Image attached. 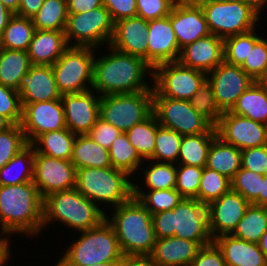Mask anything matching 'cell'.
<instances>
[{"label": "cell", "mask_w": 267, "mask_h": 266, "mask_svg": "<svg viewBox=\"0 0 267 266\" xmlns=\"http://www.w3.org/2000/svg\"><path fill=\"white\" fill-rule=\"evenodd\" d=\"M145 167L144 184L146 190H167L176 186V164L165 162H153Z\"/></svg>", "instance_id": "obj_44"}, {"label": "cell", "mask_w": 267, "mask_h": 266, "mask_svg": "<svg viewBox=\"0 0 267 266\" xmlns=\"http://www.w3.org/2000/svg\"><path fill=\"white\" fill-rule=\"evenodd\" d=\"M21 103L61 99L51 65H31L19 89Z\"/></svg>", "instance_id": "obj_24"}, {"label": "cell", "mask_w": 267, "mask_h": 266, "mask_svg": "<svg viewBox=\"0 0 267 266\" xmlns=\"http://www.w3.org/2000/svg\"><path fill=\"white\" fill-rule=\"evenodd\" d=\"M33 183L43 199L51 193L73 189L76 168L71 160L53 158L35 151Z\"/></svg>", "instance_id": "obj_14"}, {"label": "cell", "mask_w": 267, "mask_h": 266, "mask_svg": "<svg viewBox=\"0 0 267 266\" xmlns=\"http://www.w3.org/2000/svg\"><path fill=\"white\" fill-rule=\"evenodd\" d=\"M170 20L180 50L211 34L201 7L175 4L170 13Z\"/></svg>", "instance_id": "obj_23"}, {"label": "cell", "mask_w": 267, "mask_h": 266, "mask_svg": "<svg viewBox=\"0 0 267 266\" xmlns=\"http://www.w3.org/2000/svg\"><path fill=\"white\" fill-rule=\"evenodd\" d=\"M106 218V213L76 188L58 191L44 198L43 228L54 220L66 224L77 232L98 226Z\"/></svg>", "instance_id": "obj_5"}, {"label": "cell", "mask_w": 267, "mask_h": 266, "mask_svg": "<svg viewBox=\"0 0 267 266\" xmlns=\"http://www.w3.org/2000/svg\"><path fill=\"white\" fill-rule=\"evenodd\" d=\"M246 5L250 6L259 15L262 12V8L266 5L267 0H241Z\"/></svg>", "instance_id": "obj_62"}, {"label": "cell", "mask_w": 267, "mask_h": 266, "mask_svg": "<svg viewBox=\"0 0 267 266\" xmlns=\"http://www.w3.org/2000/svg\"><path fill=\"white\" fill-rule=\"evenodd\" d=\"M252 204L267 207V174L261 178V191L259 192V197Z\"/></svg>", "instance_id": "obj_60"}, {"label": "cell", "mask_w": 267, "mask_h": 266, "mask_svg": "<svg viewBox=\"0 0 267 266\" xmlns=\"http://www.w3.org/2000/svg\"><path fill=\"white\" fill-rule=\"evenodd\" d=\"M22 106L20 126L28 144H31L41 134L66 128L61 99L22 103Z\"/></svg>", "instance_id": "obj_16"}, {"label": "cell", "mask_w": 267, "mask_h": 266, "mask_svg": "<svg viewBox=\"0 0 267 266\" xmlns=\"http://www.w3.org/2000/svg\"><path fill=\"white\" fill-rule=\"evenodd\" d=\"M147 35V63L154 69L157 65L178 61L181 50L174 33L170 14L167 17L149 20Z\"/></svg>", "instance_id": "obj_20"}, {"label": "cell", "mask_w": 267, "mask_h": 266, "mask_svg": "<svg viewBox=\"0 0 267 266\" xmlns=\"http://www.w3.org/2000/svg\"><path fill=\"white\" fill-rule=\"evenodd\" d=\"M95 50L93 47L69 46L52 65L61 95L91 90Z\"/></svg>", "instance_id": "obj_9"}, {"label": "cell", "mask_w": 267, "mask_h": 266, "mask_svg": "<svg viewBox=\"0 0 267 266\" xmlns=\"http://www.w3.org/2000/svg\"><path fill=\"white\" fill-rule=\"evenodd\" d=\"M250 203L239 193L229 190L208 204L209 230L212 239L231 234L243 218Z\"/></svg>", "instance_id": "obj_19"}, {"label": "cell", "mask_w": 267, "mask_h": 266, "mask_svg": "<svg viewBox=\"0 0 267 266\" xmlns=\"http://www.w3.org/2000/svg\"><path fill=\"white\" fill-rule=\"evenodd\" d=\"M223 60V39L210 34L183 47L178 61L186 67L207 74Z\"/></svg>", "instance_id": "obj_22"}, {"label": "cell", "mask_w": 267, "mask_h": 266, "mask_svg": "<svg viewBox=\"0 0 267 266\" xmlns=\"http://www.w3.org/2000/svg\"><path fill=\"white\" fill-rule=\"evenodd\" d=\"M130 177L132 176L112 166L80 168L76 170L75 188L98 206L103 202L102 204L109 203V206L112 204L117 207L133 196Z\"/></svg>", "instance_id": "obj_6"}, {"label": "cell", "mask_w": 267, "mask_h": 266, "mask_svg": "<svg viewBox=\"0 0 267 266\" xmlns=\"http://www.w3.org/2000/svg\"><path fill=\"white\" fill-rule=\"evenodd\" d=\"M121 133L119 129L99 117L87 135L101 147L109 150L112 143Z\"/></svg>", "instance_id": "obj_53"}, {"label": "cell", "mask_w": 267, "mask_h": 266, "mask_svg": "<svg viewBox=\"0 0 267 266\" xmlns=\"http://www.w3.org/2000/svg\"><path fill=\"white\" fill-rule=\"evenodd\" d=\"M230 112L267 125V83L254 81Z\"/></svg>", "instance_id": "obj_28"}, {"label": "cell", "mask_w": 267, "mask_h": 266, "mask_svg": "<svg viewBox=\"0 0 267 266\" xmlns=\"http://www.w3.org/2000/svg\"><path fill=\"white\" fill-rule=\"evenodd\" d=\"M22 108L19 91L0 84V116L6 118L12 125L20 124Z\"/></svg>", "instance_id": "obj_50"}, {"label": "cell", "mask_w": 267, "mask_h": 266, "mask_svg": "<svg viewBox=\"0 0 267 266\" xmlns=\"http://www.w3.org/2000/svg\"><path fill=\"white\" fill-rule=\"evenodd\" d=\"M207 81L211 84L217 105L223 112L230 111L237 99L254 82L240 66L224 60L207 73Z\"/></svg>", "instance_id": "obj_17"}, {"label": "cell", "mask_w": 267, "mask_h": 266, "mask_svg": "<svg viewBox=\"0 0 267 266\" xmlns=\"http://www.w3.org/2000/svg\"><path fill=\"white\" fill-rule=\"evenodd\" d=\"M240 67L254 81H263L267 77V39L261 38L253 46Z\"/></svg>", "instance_id": "obj_49"}, {"label": "cell", "mask_w": 267, "mask_h": 266, "mask_svg": "<svg viewBox=\"0 0 267 266\" xmlns=\"http://www.w3.org/2000/svg\"><path fill=\"white\" fill-rule=\"evenodd\" d=\"M190 266H227L221 250L212 242L202 246Z\"/></svg>", "instance_id": "obj_54"}, {"label": "cell", "mask_w": 267, "mask_h": 266, "mask_svg": "<svg viewBox=\"0 0 267 266\" xmlns=\"http://www.w3.org/2000/svg\"><path fill=\"white\" fill-rule=\"evenodd\" d=\"M71 162L76 170L80 168L111 167L109 150L94 142L87 134L76 135Z\"/></svg>", "instance_id": "obj_31"}, {"label": "cell", "mask_w": 267, "mask_h": 266, "mask_svg": "<svg viewBox=\"0 0 267 266\" xmlns=\"http://www.w3.org/2000/svg\"><path fill=\"white\" fill-rule=\"evenodd\" d=\"M177 165L175 189L183 198L197 200L203 168L182 164Z\"/></svg>", "instance_id": "obj_47"}, {"label": "cell", "mask_w": 267, "mask_h": 266, "mask_svg": "<svg viewBox=\"0 0 267 266\" xmlns=\"http://www.w3.org/2000/svg\"><path fill=\"white\" fill-rule=\"evenodd\" d=\"M82 235L62 256L68 263L90 266L110 261H122L124 254L113 226L106 218L96 227L81 231Z\"/></svg>", "instance_id": "obj_7"}, {"label": "cell", "mask_w": 267, "mask_h": 266, "mask_svg": "<svg viewBox=\"0 0 267 266\" xmlns=\"http://www.w3.org/2000/svg\"><path fill=\"white\" fill-rule=\"evenodd\" d=\"M113 210L106 220L113 226L124 256L150 255L156 243L150 211L134 196Z\"/></svg>", "instance_id": "obj_3"}, {"label": "cell", "mask_w": 267, "mask_h": 266, "mask_svg": "<svg viewBox=\"0 0 267 266\" xmlns=\"http://www.w3.org/2000/svg\"><path fill=\"white\" fill-rule=\"evenodd\" d=\"M206 167L231 180L241 168V150L217 136L209 148Z\"/></svg>", "instance_id": "obj_32"}, {"label": "cell", "mask_w": 267, "mask_h": 266, "mask_svg": "<svg viewBox=\"0 0 267 266\" xmlns=\"http://www.w3.org/2000/svg\"><path fill=\"white\" fill-rule=\"evenodd\" d=\"M230 189V179L213 169L204 167L201 174L197 200L208 205L210 202L227 193Z\"/></svg>", "instance_id": "obj_43"}, {"label": "cell", "mask_w": 267, "mask_h": 266, "mask_svg": "<svg viewBox=\"0 0 267 266\" xmlns=\"http://www.w3.org/2000/svg\"><path fill=\"white\" fill-rule=\"evenodd\" d=\"M153 113V90L135 93L102 95L100 118L126 132Z\"/></svg>", "instance_id": "obj_10"}, {"label": "cell", "mask_w": 267, "mask_h": 266, "mask_svg": "<svg viewBox=\"0 0 267 266\" xmlns=\"http://www.w3.org/2000/svg\"><path fill=\"white\" fill-rule=\"evenodd\" d=\"M266 230L267 207L250 204L231 235L258 244Z\"/></svg>", "instance_id": "obj_36"}, {"label": "cell", "mask_w": 267, "mask_h": 266, "mask_svg": "<svg viewBox=\"0 0 267 266\" xmlns=\"http://www.w3.org/2000/svg\"><path fill=\"white\" fill-rule=\"evenodd\" d=\"M152 80L153 97L190 101L207 80V74L174 61L157 65L153 69Z\"/></svg>", "instance_id": "obj_12"}, {"label": "cell", "mask_w": 267, "mask_h": 266, "mask_svg": "<svg viewBox=\"0 0 267 266\" xmlns=\"http://www.w3.org/2000/svg\"><path fill=\"white\" fill-rule=\"evenodd\" d=\"M217 136L239 150L267 145V125L225 111L215 125Z\"/></svg>", "instance_id": "obj_15"}, {"label": "cell", "mask_w": 267, "mask_h": 266, "mask_svg": "<svg viewBox=\"0 0 267 266\" xmlns=\"http://www.w3.org/2000/svg\"><path fill=\"white\" fill-rule=\"evenodd\" d=\"M153 113L160 126L181 136L204 134L213 126L188 100L153 97Z\"/></svg>", "instance_id": "obj_13"}, {"label": "cell", "mask_w": 267, "mask_h": 266, "mask_svg": "<svg viewBox=\"0 0 267 266\" xmlns=\"http://www.w3.org/2000/svg\"><path fill=\"white\" fill-rule=\"evenodd\" d=\"M174 5V0H136L137 16L147 21L164 18Z\"/></svg>", "instance_id": "obj_51"}, {"label": "cell", "mask_w": 267, "mask_h": 266, "mask_svg": "<svg viewBox=\"0 0 267 266\" xmlns=\"http://www.w3.org/2000/svg\"><path fill=\"white\" fill-rule=\"evenodd\" d=\"M64 31L36 29L28 56L31 65H53L68 48Z\"/></svg>", "instance_id": "obj_27"}, {"label": "cell", "mask_w": 267, "mask_h": 266, "mask_svg": "<svg viewBox=\"0 0 267 266\" xmlns=\"http://www.w3.org/2000/svg\"><path fill=\"white\" fill-rule=\"evenodd\" d=\"M253 29L249 32L229 36L223 39L224 61L241 66L248 57L250 50L262 38Z\"/></svg>", "instance_id": "obj_41"}, {"label": "cell", "mask_w": 267, "mask_h": 266, "mask_svg": "<svg viewBox=\"0 0 267 266\" xmlns=\"http://www.w3.org/2000/svg\"><path fill=\"white\" fill-rule=\"evenodd\" d=\"M76 135L68 128L51 131L38 136L31 145L39 154L49 157L71 160Z\"/></svg>", "instance_id": "obj_33"}, {"label": "cell", "mask_w": 267, "mask_h": 266, "mask_svg": "<svg viewBox=\"0 0 267 266\" xmlns=\"http://www.w3.org/2000/svg\"><path fill=\"white\" fill-rule=\"evenodd\" d=\"M217 137L215 126L206 133L183 136L180 144L177 164L206 167L208 151Z\"/></svg>", "instance_id": "obj_30"}, {"label": "cell", "mask_w": 267, "mask_h": 266, "mask_svg": "<svg viewBox=\"0 0 267 266\" xmlns=\"http://www.w3.org/2000/svg\"><path fill=\"white\" fill-rule=\"evenodd\" d=\"M55 266H79V265L70 264L62 257ZM90 266H94V264Z\"/></svg>", "instance_id": "obj_68"}, {"label": "cell", "mask_w": 267, "mask_h": 266, "mask_svg": "<svg viewBox=\"0 0 267 266\" xmlns=\"http://www.w3.org/2000/svg\"><path fill=\"white\" fill-rule=\"evenodd\" d=\"M43 203L33 181L0 185L1 233L39 235L43 229Z\"/></svg>", "instance_id": "obj_2"}, {"label": "cell", "mask_w": 267, "mask_h": 266, "mask_svg": "<svg viewBox=\"0 0 267 266\" xmlns=\"http://www.w3.org/2000/svg\"><path fill=\"white\" fill-rule=\"evenodd\" d=\"M202 246L176 236L156 239L150 256L160 266H190Z\"/></svg>", "instance_id": "obj_26"}, {"label": "cell", "mask_w": 267, "mask_h": 266, "mask_svg": "<svg viewBox=\"0 0 267 266\" xmlns=\"http://www.w3.org/2000/svg\"><path fill=\"white\" fill-rule=\"evenodd\" d=\"M67 18V0H45L31 19L35 29L64 31Z\"/></svg>", "instance_id": "obj_38"}, {"label": "cell", "mask_w": 267, "mask_h": 266, "mask_svg": "<svg viewBox=\"0 0 267 266\" xmlns=\"http://www.w3.org/2000/svg\"><path fill=\"white\" fill-rule=\"evenodd\" d=\"M14 15L4 4L0 1V35L8 24L9 19Z\"/></svg>", "instance_id": "obj_61"}, {"label": "cell", "mask_w": 267, "mask_h": 266, "mask_svg": "<svg viewBox=\"0 0 267 266\" xmlns=\"http://www.w3.org/2000/svg\"><path fill=\"white\" fill-rule=\"evenodd\" d=\"M133 182V196L136 197L149 211L156 214L162 211L173 210L183 199L174 189L143 191Z\"/></svg>", "instance_id": "obj_40"}, {"label": "cell", "mask_w": 267, "mask_h": 266, "mask_svg": "<svg viewBox=\"0 0 267 266\" xmlns=\"http://www.w3.org/2000/svg\"><path fill=\"white\" fill-rule=\"evenodd\" d=\"M34 154V147L31 144H28L7 164H5L0 169V185H18L32 182ZM18 168L19 170H17Z\"/></svg>", "instance_id": "obj_34"}, {"label": "cell", "mask_w": 267, "mask_h": 266, "mask_svg": "<svg viewBox=\"0 0 267 266\" xmlns=\"http://www.w3.org/2000/svg\"><path fill=\"white\" fill-rule=\"evenodd\" d=\"M261 178L263 175L241 167L230 180L231 190L241 194L252 204L259 197Z\"/></svg>", "instance_id": "obj_48"}, {"label": "cell", "mask_w": 267, "mask_h": 266, "mask_svg": "<svg viewBox=\"0 0 267 266\" xmlns=\"http://www.w3.org/2000/svg\"><path fill=\"white\" fill-rule=\"evenodd\" d=\"M12 124L4 117L0 116V133L10 128Z\"/></svg>", "instance_id": "obj_66"}, {"label": "cell", "mask_w": 267, "mask_h": 266, "mask_svg": "<svg viewBox=\"0 0 267 266\" xmlns=\"http://www.w3.org/2000/svg\"><path fill=\"white\" fill-rule=\"evenodd\" d=\"M227 266H267V258L257 243L225 234L213 239Z\"/></svg>", "instance_id": "obj_25"}, {"label": "cell", "mask_w": 267, "mask_h": 266, "mask_svg": "<svg viewBox=\"0 0 267 266\" xmlns=\"http://www.w3.org/2000/svg\"><path fill=\"white\" fill-rule=\"evenodd\" d=\"M122 261H110L99 264H94V266H121Z\"/></svg>", "instance_id": "obj_67"}, {"label": "cell", "mask_w": 267, "mask_h": 266, "mask_svg": "<svg viewBox=\"0 0 267 266\" xmlns=\"http://www.w3.org/2000/svg\"><path fill=\"white\" fill-rule=\"evenodd\" d=\"M64 33L68 46L98 48L105 42L110 44L114 22L102 5L86 13H68Z\"/></svg>", "instance_id": "obj_11"}, {"label": "cell", "mask_w": 267, "mask_h": 266, "mask_svg": "<svg viewBox=\"0 0 267 266\" xmlns=\"http://www.w3.org/2000/svg\"><path fill=\"white\" fill-rule=\"evenodd\" d=\"M208 1L210 0H174L175 4L195 7H201L205 5Z\"/></svg>", "instance_id": "obj_63"}, {"label": "cell", "mask_w": 267, "mask_h": 266, "mask_svg": "<svg viewBox=\"0 0 267 266\" xmlns=\"http://www.w3.org/2000/svg\"><path fill=\"white\" fill-rule=\"evenodd\" d=\"M12 13L18 12L20 0H0Z\"/></svg>", "instance_id": "obj_64"}, {"label": "cell", "mask_w": 267, "mask_h": 266, "mask_svg": "<svg viewBox=\"0 0 267 266\" xmlns=\"http://www.w3.org/2000/svg\"><path fill=\"white\" fill-rule=\"evenodd\" d=\"M109 49L111 53L94 58L92 90L95 94L98 92L102 96L153 90V86L145 81L147 73L153 77V68L144 59L110 46Z\"/></svg>", "instance_id": "obj_1"}, {"label": "cell", "mask_w": 267, "mask_h": 266, "mask_svg": "<svg viewBox=\"0 0 267 266\" xmlns=\"http://www.w3.org/2000/svg\"><path fill=\"white\" fill-rule=\"evenodd\" d=\"M28 145L20 124L0 133V169Z\"/></svg>", "instance_id": "obj_46"}, {"label": "cell", "mask_w": 267, "mask_h": 266, "mask_svg": "<svg viewBox=\"0 0 267 266\" xmlns=\"http://www.w3.org/2000/svg\"><path fill=\"white\" fill-rule=\"evenodd\" d=\"M9 239L6 237L0 238V266L6 265L10 256Z\"/></svg>", "instance_id": "obj_59"}, {"label": "cell", "mask_w": 267, "mask_h": 266, "mask_svg": "<svg viewBox=\"0 0 267 266\" xmlns=\"http://www.w3.org/2000/svg\"><path fill=\"white\" fill-rule=\"evenodd\" d=\"M190 103L193 109L206 118L213 126L218 123L224 113L217 105L213 88L207 80L190 99Z\"/></svg>", "instance_id": "obj_45"}, {"label": "cell", "mask_w": 267, "mask_h": 266, "mask_svg": "<svg viewBox=\"0 0 267 266\" xmlns=\"http://www.w3.org/2000/svg\"><path fill=\"white\" fill-rule=\"evenodd\" d=\"M30 66L27 51L0 48V84L19 91Z\"/></svg>", "instance_id": "obj_29"}, {"label": "cell", "mask_w": 267, "mask_h": 266, "mask_svg": "<svg viewBox=\"0 0 267 266\" xmlns=\"http://www.w3.org/2000/svg\"><path fill=\"white\" fill-rule=\"evenodd\" d=\"M241 167L263 176L267 174V145L241 150Z\"/></svg>", "instance_id": "obj_52"}, {"label": "cell", "mask_w": 267, "mask_h": 266, "mask_svg": "<svg viewBox=\"0 0 267 266\" xmlns=\"http://www.w3.org/2000/svg\"><path fill=\"white\" fill-rule=\"evenodd\" d=\"M45 0H20L16 15L32 18L41 8Z\"/></svg>", "instance_id": "obj_57"}, {"label": "cell", "mask_w": 267, "mask_h": 266, "mask_svg": "<svg viewBox=\"0 0 267 266\" xmlns=\"http://www.w3.org/2000/svg\"><path fill=\"white\" fill-rule=\"evenodd\" d=\"M35 30L31 18L14 14L0 35V48L28 51Z\"/></svg>", "instance_id": "obj_35"}, {"label": "cell", "mask_w": 267, "mask_h": 266, "mask_svg": "<svg viewBox=\"0 0 267 266\" xmlns=\"http://www.w3.org/2000/svg\"><path fill=\"white\" fill-rule=\"evenodd\" d=\"M159 126L156 116L152 113L146 120L125 132L129 142L144 161L153 156L156 131Z\"/></svg>", "instance_id": "obj_37"}, {"label": "cell", "mask_w": 267, "mask_h": 266, "mask_svg": "<svg viewBox=\"0 0 267 266\" xmlns=\"http://www.w3.org/2000/svg\"><path fill=\"white\" fill-rule=\"evenodd\" d=\"M211 34L222 39L255 28L259 14L241 0H210L201 6Z\"/></svg>", "instance_id": "obj_8"}, {"label": "cell", "mask_w": 267, "mask_h": 266, "mask_svg": "<svg viewBox=\"0 0 267 266\" xmlns=\"http://www.w3.org/2000/svg\"><path fill=\"white\" fill-rule=\"evenodd\" d=\"M148 32V21L139 16L120 19L114 23V33L109 46L147 62Z\"/></svg>", "instance_id": "obj_21"}, {"label": "cell", "mask_w": 267, "mask_h": 266, "mask_svg": "<svg viewBox=\"0 0 267 266\" xmlns=\"http://www.w3.org/2000/svg\"><path fill=\"white\" fill-rule=\"evenodd\" d=\"M121 266H160L150 255H127Z\"/></svg>", "instance_id": "obj_58"}, {"label": "cell", "mask_w": 267, "mask_h": 266, "mask_svg": "<svg viewBox=\"0 0 267 266\" xmlns=\"http://www.w3.org/2000/svg\"><path fill=\"white\" fill-rule=\"evenodd\" d=\"M258 245H259L261 251L265 254V256L267 258V230L261 236V239H260Z\"/></svg>", "instance_id": "obj_65"}, {"label": "cell", "mask_w": 267, "mask_h": 266, "mask_svg": "<svg viewBox=\"0 0 267 266\" xmlns=\"http://www.w3.org/2000/svg\"><path fill=\"white\" fill-rule=\"evenodd\" d=\"M156 239L172 236L198 242H213L209 230L208 205L196 199L183 198L173 209L152 215Z\"/></svg>", "instance_id": "obj_4"}, {"label": "cell", "mask_w": 267, "mask_h": 266, "mask_svg": "<svg viewBox=\"0 0 267 266\" xmlns=\"http://www.w3.org/2000/svg\"><path fill=\"white\" fill-rule=\"evenodd\" d=\"M103 5L114 23L123 18L137 16L136 0H103Z\"/></svg>", "instance_id": "obj_55"}, {"label": "cell", "mask_w": 267, "mask_h": 266, "mask_svg": "<svg viewBox=\"0 0 267 266\" xmlns=\"http://www.w3.org/2000/svg\"><path fill=\"white\" fill-rule=\"evenodd\" d=\"M103 5V0H67L68 13H86Z\"/></svg>", "instance_id": "obj_56"}, {"label": "cell", "mask_w": 267, "mask_h": 266, "mask_svg": "<svg viewBox=\"0 0 267 266\" xmlns=\"http://www.w3.org/2000/svg\"><path fill=\"white\" fill-rule=\"evenodd\" d=\"M182 137L174 130L159 126L156 131L154 153L149 160L176 164Z\"/></svg>", "instance_id": "obj_42"}, {"label": "cell", "mask_w": 267, "mask_h": 266, "mask_svg": "<svg viewBox=\"0 0 267 266\" xmlns=\"http://www.w3.org/2000/svg\"><path fill=\"white\" fill-rule=\"evenodd\" d=\"M109 157L112 167L126 172L129 176L136 173L144 161L129 142L125 132L112 143Z\"/></svg>", "instance_id": "obj_39"}, {"label": "cell", "mask_w": 267, "mask_h": 266, "mask_svg": "<svg viewBox=\"0 0 267 266\" xmlns=\"http://www.w3.org/2000/svg\"><path fill=\"white\" fill-rule=\"evenodd\" d=\"M94 90L61 95L65 125L75 135L88 134L95 125L99 114L100 98Z\"/></svg>", "instance_id": "obj_18"}]
</instances>
